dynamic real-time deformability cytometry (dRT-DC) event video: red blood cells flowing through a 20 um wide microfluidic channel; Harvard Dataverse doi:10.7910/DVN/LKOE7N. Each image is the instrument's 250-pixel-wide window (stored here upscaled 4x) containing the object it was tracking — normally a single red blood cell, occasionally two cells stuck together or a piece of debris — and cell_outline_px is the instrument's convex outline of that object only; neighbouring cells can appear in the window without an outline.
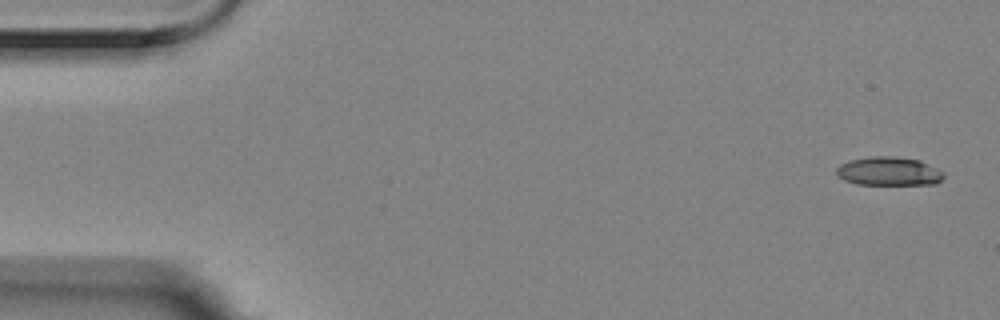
{"species": "Egyptian fruit bat (a non-hibernating species)", "species_latin": "Rousettus aegyptiacus", "temperature_condition": "room temperature", "stored_images_in_passage": 4, "camera_frame_rate_fps": 3000, "um_per_image_px": 0.085, "animal": {"sex": "female"}, "frame": {"image": 1, "passage_image": 1, "time_ms": 0.0, "image_size_px": [1000, 320], "cell_outline_px": [[944, 176], [936, 184], [856, 184], [844, 180], [836, 172], [836, 168], [840, 164], [848, 160], [872, 156], [896, 156], [920, 160], [944, 172]], "centroid_in_image_um": [75.54, 14.55], "position_along_channel_um": 9.5, "area_um2": 17.92}}